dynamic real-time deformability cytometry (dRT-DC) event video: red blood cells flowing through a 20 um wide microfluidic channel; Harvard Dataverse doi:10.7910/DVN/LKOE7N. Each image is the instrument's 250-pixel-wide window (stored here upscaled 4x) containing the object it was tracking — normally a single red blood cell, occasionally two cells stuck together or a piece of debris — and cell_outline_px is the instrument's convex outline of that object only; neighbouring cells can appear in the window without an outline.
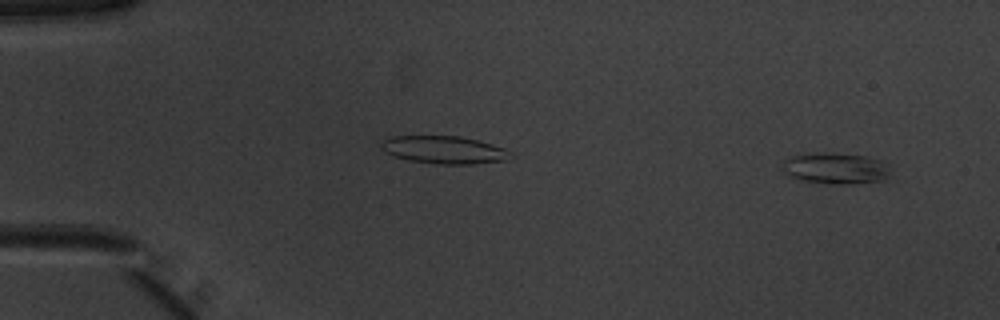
{"species": "common noctule bat (a hibernating species)", "species_latin": "Nyctalus noctula", "temperature_condition": "warm", "stored_images_in_passage": 52, "camera_frame_rate_fps": 3000, "um_per_image_px": 0.085, "animal": {"sex": "male", "body_mass_g": 20.1, "forearm_length_mm": 53.5}, "frame": {"image": 1, "passage_image": 4, "time_ms": 1.0, "image_size_px": [1000, 320], "cell_outline_px": [[888, 176], [884, 180], [848, 184], [832, 184], [796, 180], [788, 176], [784, 172], [784, 160], [792, 156], [812, 152], [824, 152], [864, 156], [880, 160], [888, 164]], "centroid_in_image_um": [70.99, 14.31], "position_along_channel_um": 14.0, "area_um2": 19.71}}
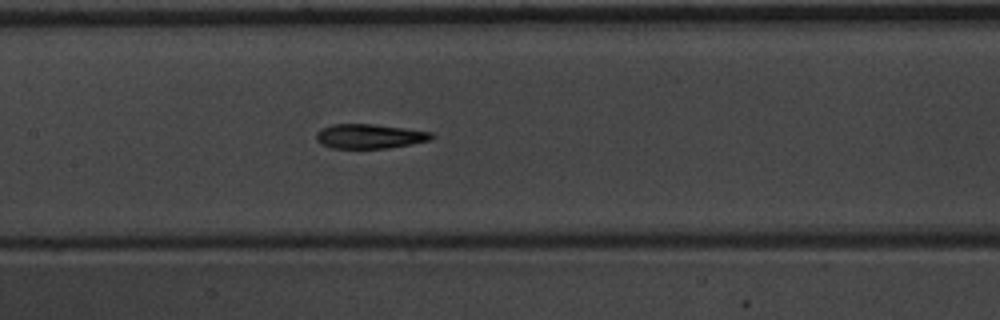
{"frame": {"image": 2, "passage_image": 26, "time_ms": 8.333, "image_size_px": [1000, 320], "cell_outline_px": [[436, 136], [428, 140], [412, 144], [388, 148], [332, 148], [320, 144], [316, 140], [316, 132], [320, 128], [332, 124], [372, 124], [432, 132]], "centroid_in_image_um": [31.37, 11.58], "position_along_channel_um": 176.0, "area_um2": 16.47}}
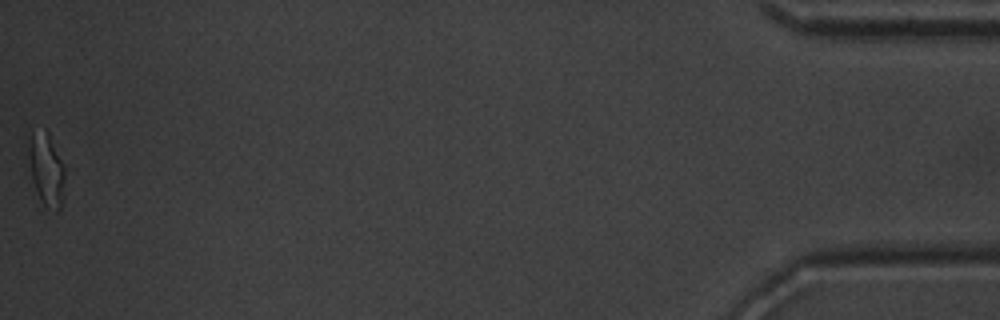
{"frame": {"image": 3, "passage_image": 52, "time_ms": 17.0, "image_size_px": [1000, 320], "cell_outline_px": [[64, 176], [60, 208], [56, 212], [44, 208], [40, 200], [32, 180], [28, 156], [28, 144], [32, 132], [48, 132], [64, 164]], "centroid_in_image_um": [3.93, 14.45], "position_along_channel_um": 431.3, "area_um2": 15.2}, "authors_computed_cell_mechanics": {"area_um2": 17.4845, "velocity_mm_per_s": 3.9864, "shape_relaxation_time_tau1_ms": 3.9549, "shape_relaxation_time_tau2_ms": 3.1459, "deformation_change_tau1": 0.1813, "deformation_change_tau2": 0.1484}}